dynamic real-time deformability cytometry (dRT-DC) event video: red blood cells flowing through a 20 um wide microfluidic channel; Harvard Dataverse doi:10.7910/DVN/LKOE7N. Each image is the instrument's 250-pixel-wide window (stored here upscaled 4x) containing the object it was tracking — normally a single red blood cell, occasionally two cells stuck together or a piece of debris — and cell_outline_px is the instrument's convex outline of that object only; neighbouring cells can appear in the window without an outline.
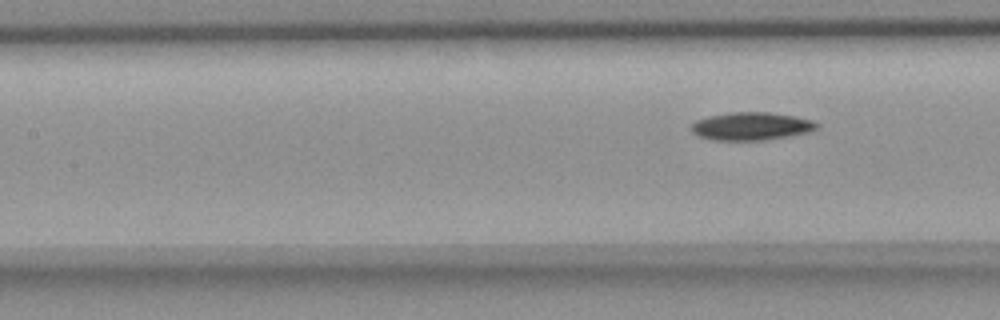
{"species": "common noctule bat (a hibernating species)", "species_latin": "Nyctalus noctula", "temperature_condition": "room temperature", "stored_images_in_passage": 7, "camera_frame_rate_fps": 3000, "um_per_image_px": 0.085, "animal": {"sex": "female", "body_mass_g": 18.4}, "frame": {"image": 1, "passage_image": 7, "time_ms": 8.0, "image_size_px": [1000, 320], "cell_outline_px": [[820, 128], [812, 132], [764, 140], [712, 140], [696, 136], [692, 132], [692, 124], [696, 120], [708, 116], [728, 112], [768, 112], [796, 116], [812, 120], [820, 124]], "centroid_in_image_um": [63.89, 10.73], "position_along_channel_um": 143.5, "area_um2": 20.75}}